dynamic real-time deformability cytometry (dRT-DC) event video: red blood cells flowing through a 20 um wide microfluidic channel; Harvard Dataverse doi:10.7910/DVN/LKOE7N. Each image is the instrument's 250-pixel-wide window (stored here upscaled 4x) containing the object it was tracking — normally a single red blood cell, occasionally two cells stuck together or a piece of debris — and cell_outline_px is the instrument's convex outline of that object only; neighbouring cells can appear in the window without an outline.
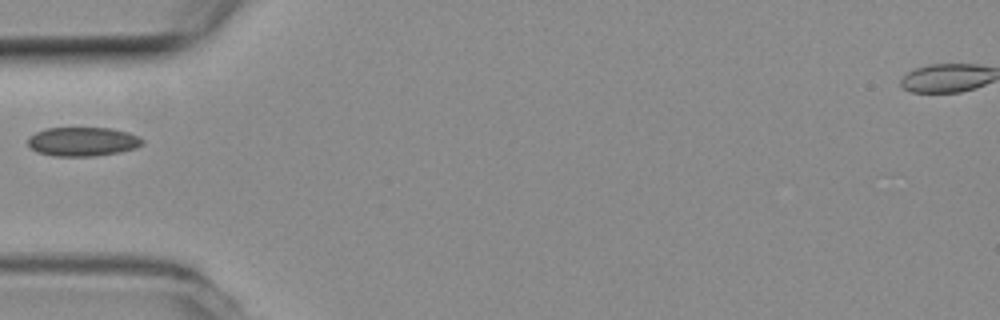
{"species": "common noctule bat (a hibernating species)", "species_latin": "Nyctalus noctula", "temperature_condition": "room temperature", "stored_images_in_passage": 6, "camera_frame_rate_fps": 3000, "um_per_image_px": 0.085, "animal": {"sex": "female", "body_mass_g": 19.3, "forearm_length_mm": 54.1}, "frame": {"image": 1, "passage_image": 1, "time_ms": 0.0, "image_size_px": [1000, 320], "cell_outline_px": [[144, 144], [136, 148], [96, 156], [56, 156], [40, 152], [32, 148], [28, 144], [28, 136], [36, 132], [48, 128], [112, 128], [128, 132], [140, 136], [144, 140]], "centroid_in_image_um": [7.07, 12.02], "position_along_channel_um": 77.9, "area_um2": 19.31}}
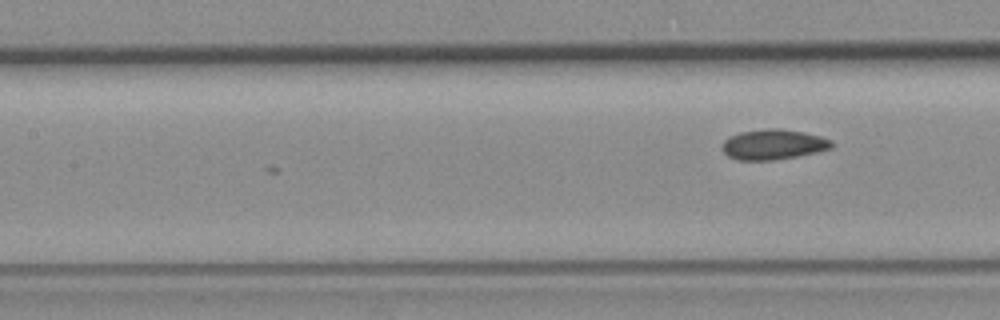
{"frame": {"image": 2, "passage_image": 6, "time_ms": 1.667, "image_size_px": [1000, 320], "cell_outline_px": [[832, 148], [816, 152], [796, 156], [772, 160], [736, 160], [728, 156], [720, 148], [724, 140], [740, 132], [764, 128], [776, 128], [804, 132], [820, 136], [832, 140]], "centroid_in_image_um": [65.7, 12.27], "position_along_channel_um": 141.7, "area_um2": 19.25}}